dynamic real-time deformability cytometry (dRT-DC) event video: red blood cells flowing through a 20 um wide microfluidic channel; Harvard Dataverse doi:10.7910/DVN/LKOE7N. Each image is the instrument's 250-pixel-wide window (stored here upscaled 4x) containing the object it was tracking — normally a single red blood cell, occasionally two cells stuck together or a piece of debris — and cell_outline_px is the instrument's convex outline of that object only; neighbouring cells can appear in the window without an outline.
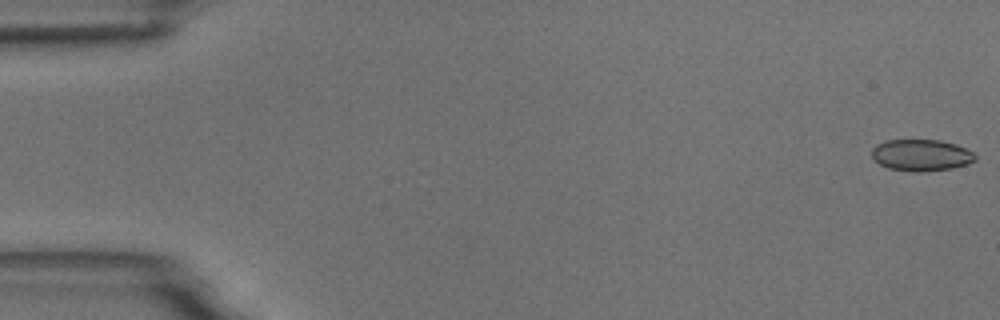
{"species": "common noctule bat (a hibernating species)", "species_latin": "Nyctalus noctula", "temperature_condition": "room temperature", "stored_images_in_passage": 6, "camera_frame_rate_fps": 3000, "um_per_image_px": 0.085, "animal": {"sex": "male", "body_mass_g": 18.8}, "frame": {"image": 1, "passage_image": 1, "time_ms": 0.0, "image_size_px": [1000, 320], "cell_outline_px": [[976, 160], [968, 164], [952, 168], [920, 172], [912, 172], [888, 168], [880, 164], [872, 156], [872, 148], [876, 144], [888, 140], [940, 140], [956, 144], [972, 152], [976, 156]], "centroid_in_image_um": [78.31, 13.19], "position_along_channel_um": 6.7, "area_um2": 19.02}}
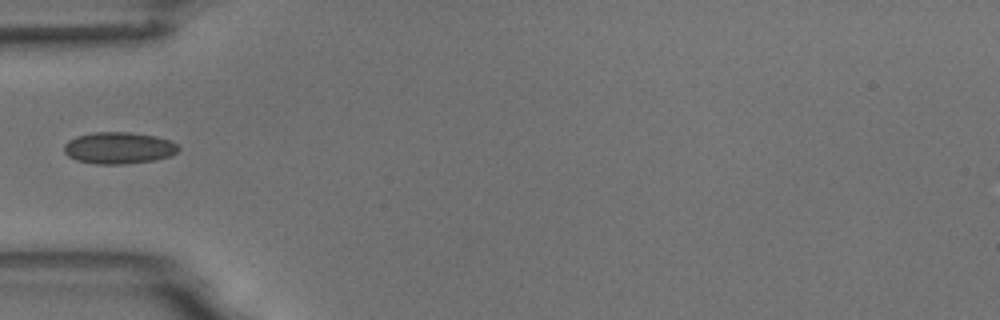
{"frame": {"image": 2, "passage_image": 5, "time_ms": 5.667, "image_size_px": [1000, 320], "cell_outline_px": [[180, 148], [172, 156], [156, 160], [124, 164], [96, 164], [76, 160], [68, 156], [64, 152], [64, 144], [68, 140], [76, 136], [92, 132], [128, 132], [156, 136], [168, 140], [176, 144]], "centroid_in_image_um": [10.08, 12.58], "position_along_channel_um": 74.9, "area_um2": 21.27}}
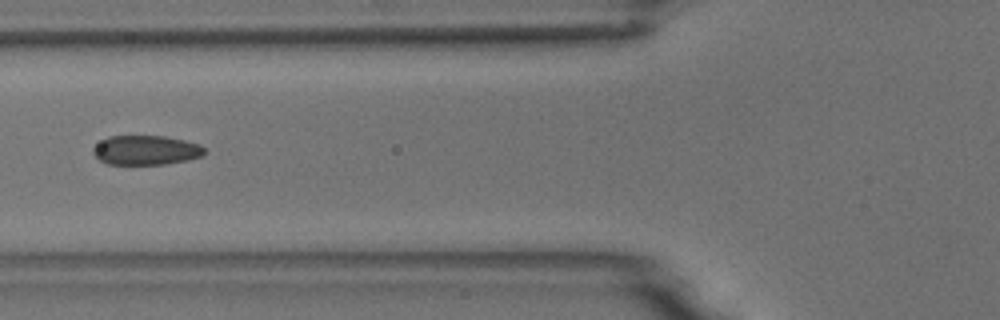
{"frame": {"image": 3, "passage_image": 6, "time_ms": 6.667, "image_size_px": [1000, 320], "cell_outline_px": [[204, 152], [200, 156], [188, 160], [164, 164], [108, 164], [100, 160], [92, 152], [92, 148], [108, 136], [164, 136], [184, 140], [200, 144], [204, 148]], "centroid_in_image_um": [12.39, 12.76], "position_along_channel_um": 113.4, "area_um2": 18.96}}